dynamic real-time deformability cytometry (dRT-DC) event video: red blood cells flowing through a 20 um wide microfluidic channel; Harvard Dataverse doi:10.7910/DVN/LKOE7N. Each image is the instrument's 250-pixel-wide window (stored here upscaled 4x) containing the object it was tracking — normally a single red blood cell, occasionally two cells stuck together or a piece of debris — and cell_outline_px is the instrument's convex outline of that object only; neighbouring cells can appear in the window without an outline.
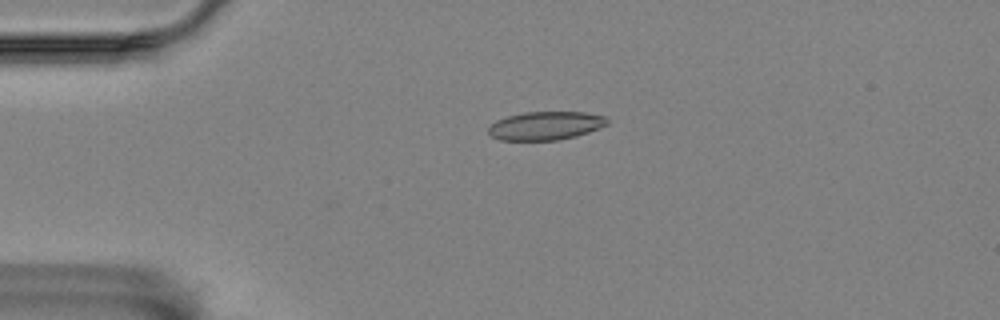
{"species": "Egyptian fruit bat (a non-hibernating species)", "species_latin": "Rousettus aegyptiacus", "temperature_condition": "room temperature", "stored_images_in_passage": 3, "camera_frame_rate_fps": 3000, "um_per_image_px": 0.085, "animal": {"sex": "female"}, "frame": {"image": 1, "passage_image": 2, "time_ms": 0.333, "image_size_px": [1000, 320], "cell_outline_px": [[608, 124], [600, 128], [576, 136], [560, 140], [500, 140], [488, 136], [488, 128], [496, 120], [508, 116], [524, 112], [584, 112], [608, 116]], "centroid_in_image_um": [46.38, 10.69], "position_along_channel_um": 38.6, "area_um2": 19.88}}